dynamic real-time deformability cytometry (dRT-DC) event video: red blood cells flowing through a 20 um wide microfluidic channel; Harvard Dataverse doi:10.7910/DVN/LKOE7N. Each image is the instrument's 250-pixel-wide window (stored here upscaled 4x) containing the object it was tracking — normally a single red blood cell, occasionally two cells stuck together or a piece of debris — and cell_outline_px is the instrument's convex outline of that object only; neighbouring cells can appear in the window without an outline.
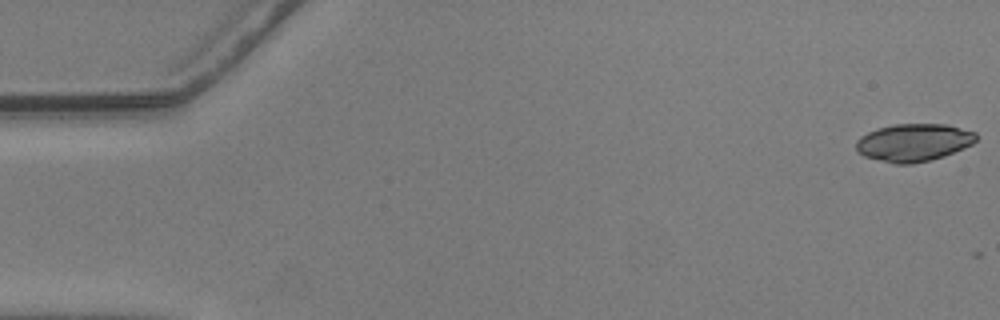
{"species": "common noctule bat (a hibernating species)", "species_latin": "Nyctalus noctula", "temperature_condition": "warm", "stored_images_in_passage": 3, "camera_frame_rate_fps": 3000, "um_per_image_px": 0.085, "animal": {"sex": "male", "body_mass_g": 20.5, "forearm_length_mm": 52.5}, "frame": {"image": 1, "passage_image": 1, "time_ms": 0.0, "image_size_px": [1000, 320], "cell_outline_px": [[976, 140], [972, 144], [964, 148], [944, 156], [912, 164], [896, 164], [864, 156], [856, 148], [856, 140], [860, 136], [876, 128], [892, 124], [948, 124], [976, 132]], "centroid_in_image_um": [77.66, 12.1], "position_along_channel_um": 7.3, "area_um2": 26.36}}